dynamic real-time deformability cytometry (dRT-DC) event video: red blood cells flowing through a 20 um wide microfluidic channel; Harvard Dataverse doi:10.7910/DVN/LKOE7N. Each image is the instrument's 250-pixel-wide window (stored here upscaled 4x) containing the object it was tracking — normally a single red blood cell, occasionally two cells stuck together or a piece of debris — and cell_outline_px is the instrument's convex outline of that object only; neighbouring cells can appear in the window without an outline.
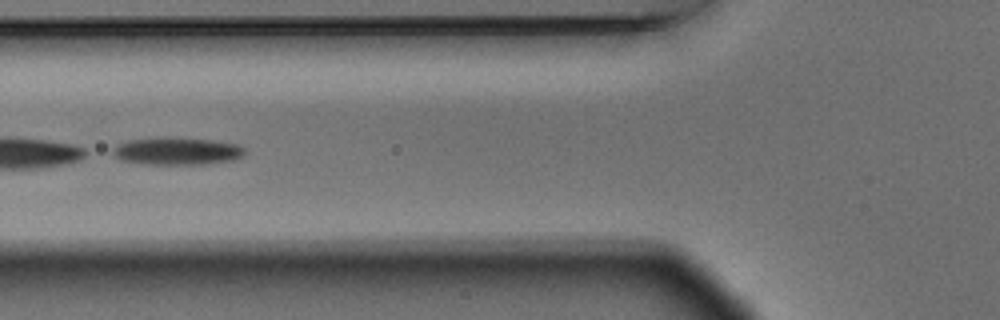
{"species": "Egyptian fruit bat (a non-hibernating species)", "species_latin": "Rousettus aegyptiacus", "temperature_condition": "warm", "stored_images_in_passage": 8, "camera_frame_rate_fps": 3000, "um_per_image_px": 0.085, "animal": {"sex": "male"}, "frame": {"image": 1, "passage_image": 6, "time_ms": 1.667, "image_size_px": [1000, 320], "cell_outline_px": [[244, 152], [240, 156], [232, 160], [204, 164], [148, 164], [120, 160], [112, 152], [112, 148], [116, 144], [128, 140], [156, 136], [208, 140], [236, 144], [244, 148]], "centroid_in_image_um": [14.95, 12.83], "position_along_channel_um": 110.8, "area_um2": 21.04}}
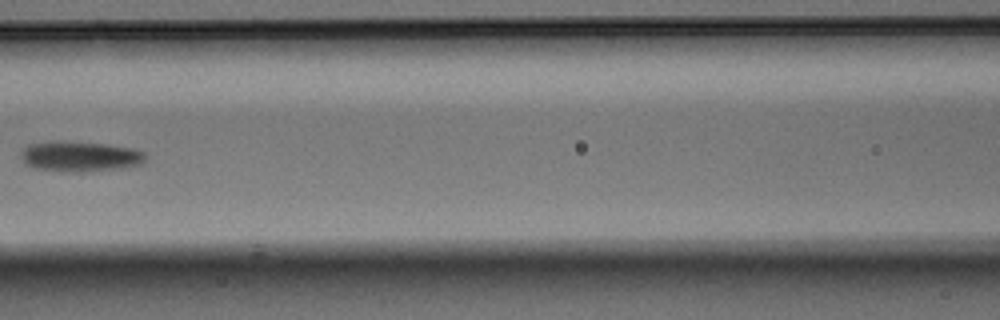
{"frame": {"image": 2, "passage_image": 7, "time_ms": 2.0, "image_size_px": [1000, 320], "cell_outline_px": [[144, 160], [140, 164], [120, 168], [84, 172], [64, 172], [32, 168], [24, 164], [20, 156], [24, 148], [28, 144], [52, 140], [64, 140], [104, 144], [132, 148], [144, 152]], "centroid_in_image_um": [6.71, 13.29], "position_along_channel_um": 159.9, "area_um2": 22.31}}
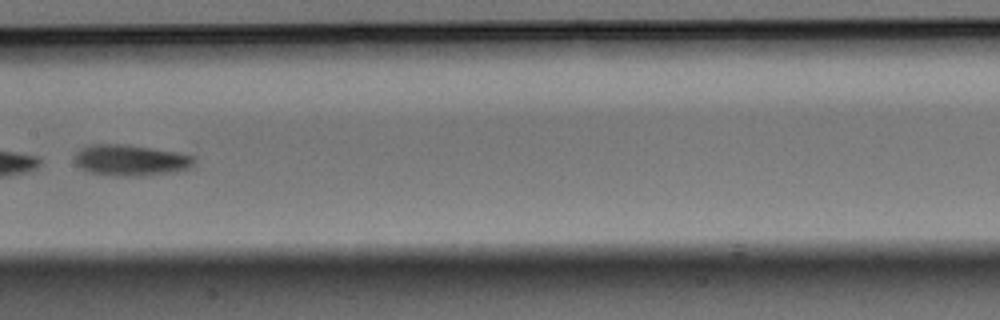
{"frame": {"image": 3, "passage_image": 8, "time_ms": 2.333, "image_size_px": [1000, 320], "cell_outline_px": [[196, 160], [188, 168], [176, 172], [140, 176], [116, 176], [88, 172], [80, 168], [76, 164], [76, 152], [80, 148], [92, 144], [124, 144], [176, 152], [192, 156]], "centroid_in_image_um": [11.08, 13.63], "position_along_channel_um": 196.3, "area_um2": 21.56}}